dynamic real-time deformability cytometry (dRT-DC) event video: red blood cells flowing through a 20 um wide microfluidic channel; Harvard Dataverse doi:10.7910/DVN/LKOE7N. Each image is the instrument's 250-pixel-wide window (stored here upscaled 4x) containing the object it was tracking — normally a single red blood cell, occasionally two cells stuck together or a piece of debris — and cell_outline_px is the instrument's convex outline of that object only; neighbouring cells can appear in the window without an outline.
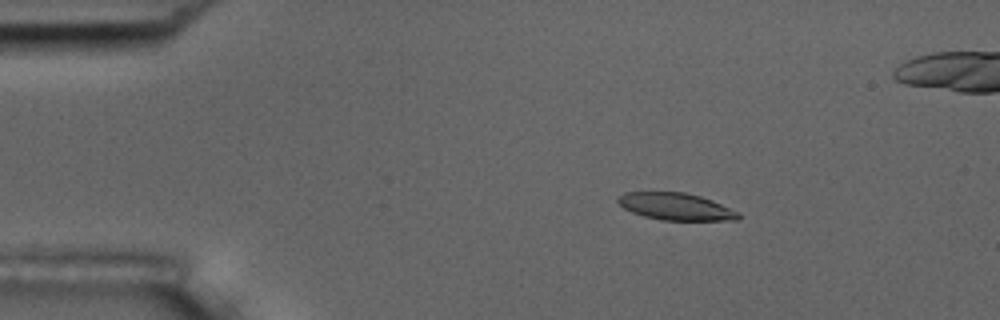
{"species": "common noctule bat (a hibernating species)", "species_latin": "Nyctalus noctula", "temperature_condition": "room temperature", "stored_images_in_passage": 6, "camera_frame_rate_fps": 3000, "um_per_image_px": 0.085, "animal": {"sex": "male", "body_mass_g": 17.5, "forearm_length_mm": 52.3}, "frame": {"image": 1, "passage_image": 3, "time_ms": 2.333, "image_size_px": [1000, 320], "cell_outline_px": [[740, 216], [736, 220], [660, 220], [644, 216], [632, 212], [624, 208], [616, 200], [624, 192], [684, 192], [700, 196], [712, 200], [740, 212]], "centroid_in_image_um": [57.45, 17.55], "position_along_channel_um": 27.5, "area_um2": 18.96}}